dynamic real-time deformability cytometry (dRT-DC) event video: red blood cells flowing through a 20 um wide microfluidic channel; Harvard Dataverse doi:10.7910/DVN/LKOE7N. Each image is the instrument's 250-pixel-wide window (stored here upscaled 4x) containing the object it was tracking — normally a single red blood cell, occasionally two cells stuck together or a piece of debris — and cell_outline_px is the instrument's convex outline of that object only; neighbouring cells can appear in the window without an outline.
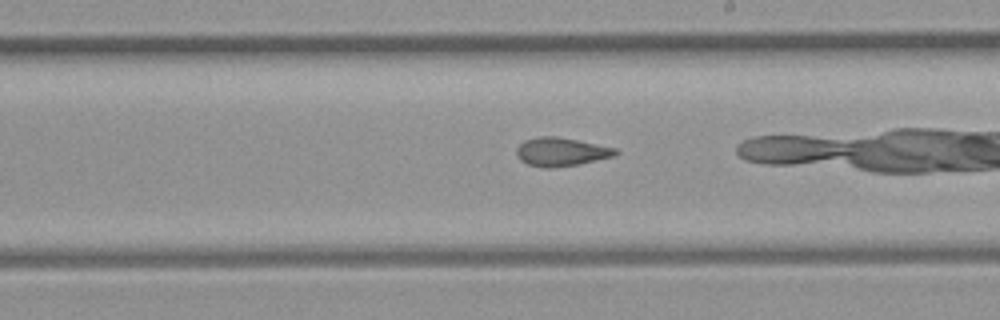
{"species": "common noctule bat (a hibernating species)", "species_latin": "Nyctalus noctula", "temperature_condition": "room temperature", "stored_images_in_passage": 36, "camera_frame_rate_fps": 3000, "um_per_image_px": 0.085, "animal": {"sex": "female", "body_mass_g": 21.9}, "frame": {"image": 1, "passage_image": 26, "time_ms": 8.333, "image_size_px": [1000, 320], "cell_outline_px": [[620, 152], [616, 156], [580, 164], [548, 168], [544, 168], [528, 164], [520, 160], [516, 152], [516, 148], [524, 140], [540, 136], [556, 136], [616, 148]], "centroid_in_image_um": [47.71, 12.91], "position_along_channel_um": 241.3, "area_um2": 16.47}}